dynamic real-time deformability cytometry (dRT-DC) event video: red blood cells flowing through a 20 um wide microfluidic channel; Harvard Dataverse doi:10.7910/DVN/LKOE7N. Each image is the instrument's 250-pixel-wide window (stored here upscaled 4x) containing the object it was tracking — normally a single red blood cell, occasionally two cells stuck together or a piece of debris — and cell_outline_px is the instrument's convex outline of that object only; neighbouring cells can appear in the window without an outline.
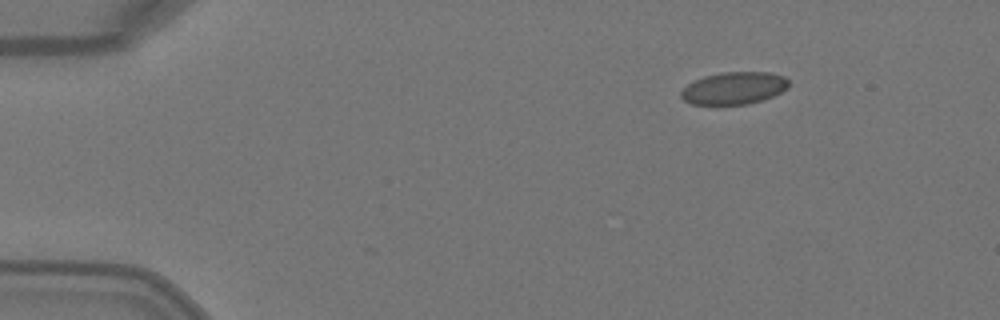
{"species": "Egyptian fruit bat (a non-hibernating species)", "species_latin": "Rousettus aegyptiacus", "temperature_condition": "warm", "stored_images_in_passage": 3, "camera_frame_rate_fps": 3000, "um_per_image_px": 0.085, "animal": {"sex": "female"}, "frame": {"image": 1, "passage_image": 1, "time_ms": 0.0, "image_size_px": [1000, 320], "cell_outline_px": [[788, 88], [764, 100], [748, 104], [692, 104], [684, 100], [680, 96], [680, 92], [688, 84], [704, 76], [720, 72], [772, 72], [784, 76], [788, 80]], "centroid_in_image_um": [62.4, 7.48], "position_along_channel_um": 22.6, "area_um2": 20.29}}